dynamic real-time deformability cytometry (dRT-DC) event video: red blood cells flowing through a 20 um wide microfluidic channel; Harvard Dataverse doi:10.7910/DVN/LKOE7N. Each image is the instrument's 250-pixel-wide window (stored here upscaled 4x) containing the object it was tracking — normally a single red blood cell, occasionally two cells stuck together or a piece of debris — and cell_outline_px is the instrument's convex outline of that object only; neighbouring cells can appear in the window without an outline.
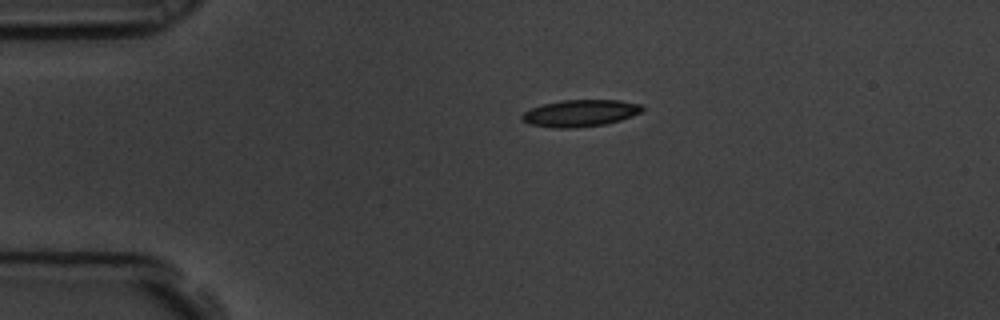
{"species": "common noctule bat (a hibernating species)", "species_latin": "Nyctalus noctula", "temperature_condition": "room temperature", "stored_images_in_passage": 9, "camera_frame_rate_fps": 3000, "um_per_image_px": 0.085, "animal": {"sex": "male", "body_mass_g": 19.5, "forearm_length_mm": 54.6}, "frame": {"image": 1, "passage_image": 1, "time_ms": 0.0, "image_size_px": [1000, 320], "cell_outline_px": [[644, 108], [640, 112], [632, 116], [620, 120], [604, 124], [572, 128], [552, 128], [528, 124], [520, 116], [524, 112], [532, 108], [544, 104], [560, 100], [620, 100], [640, 104]], "centroid_in_image_um": [49.31, 9.62], "position_along_channel_um": 35.7, "area_um2": 18.73}}
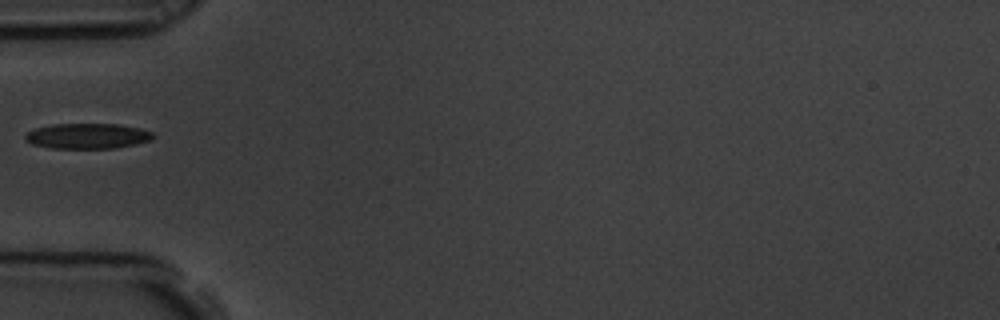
{"frame": {"image": 2, "passage_image": 3, "time_ms": 0.667, "image_size_px": [1000, 320], "cell_outline_px": [[156, 136], [152, 140], [136, 144], [116, 148], [52, 148], [32, 144], [24, 136], [28, 132], [36, 128], [52, 124], [120, 124], [140, 128], [152, 132]], "centroid_in_image_um": [7.49, 11.56], "position_along_channel_um": 77.5, "area_um2": 18.9}}
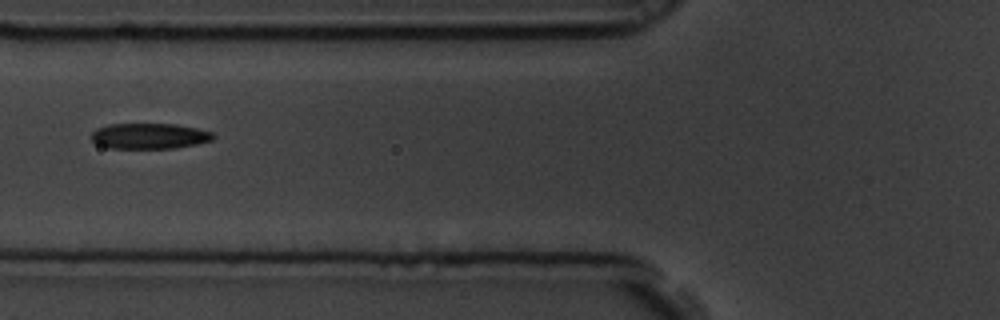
{"frame": {"image": 3, "passage_image": 4, "time_ms": 1.0, "image_size_px": [1000, 320], "cell_outline_px": [[216, 136], [212, 140], [196, 144], [176, 148], [108, 148], [96, 144], [92, 140], [92, 132], [96, 128], [108, 124], [176, 124], [196, 128], [212, 132]], "centroid_in_image_um": [12.69, 11.56], "position_along_channel_um": 113.1, "area_um2": 18.26}}